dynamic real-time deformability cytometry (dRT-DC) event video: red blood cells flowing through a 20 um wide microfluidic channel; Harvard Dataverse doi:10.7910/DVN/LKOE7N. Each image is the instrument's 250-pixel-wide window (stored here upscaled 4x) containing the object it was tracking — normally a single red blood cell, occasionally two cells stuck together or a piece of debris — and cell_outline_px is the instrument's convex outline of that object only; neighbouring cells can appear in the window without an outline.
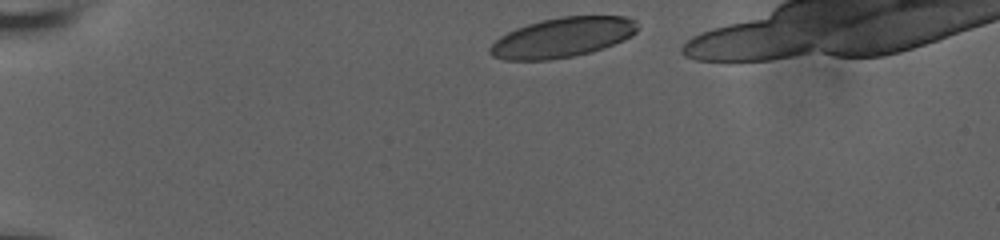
{"species": "human", "species_latin": "Homo sapiens", "temperature_condition": "room temperature", "stored_images_in_passage": 37, "camera_frame_rate_fps": 3000, "um_per_image_px": 0.085, "donor": {"sex": "male"}, "frame": {"image": 1, "passage_image": 1, "time_ms": 0.0, "image_size_px": [1000, 240], "cell_outline_px": [[640, 28], [632, 36], [624, 40], [588, 52], [572, 56], [548, 60], [504, 60], [492, 56], [488, 52], [488, 48], [500, 36], [516, 28], [540, 20], [560, 16], [624, 16], [636, 20]], "centroid_in_image_um": [47.8, 3.17], "position_along_channel_um": 37.2, "area_um2": 34.22}}
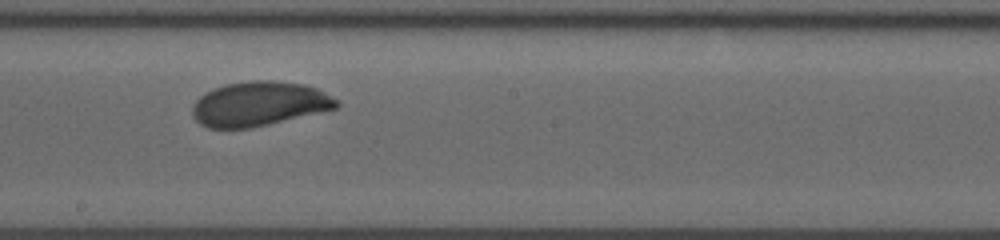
{"frame": {"image": 2, "passage_image": 22, "time_ms": 7.0, "image_size_px": [1000, 240], "cell_outline_px": [[340, 104], [336, 108], [268, 124], [248, 128], [208, 128], [200, 124], [192, 116], [192, 104], [200, 96], [224, 84], [252, 80], [272, 80], [304, 84], [316, 88], [324, 92], [336, 100]], "centroid_in_image_um": [21.99, 8.82], "position_along_channel_um": 226.2, "area_um2": 37.05}}
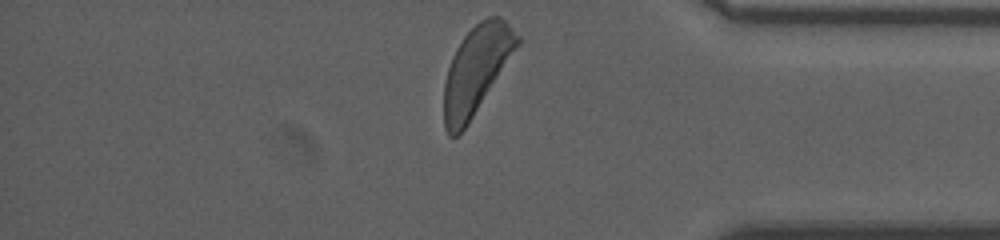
{"frame": {"image": 3, "passage_image": 37, "time_ms": 12.0, "image_size_px": [1000, 240], "cell_outline_px": [[520, 44], [464, 128], [456, 136], [448, 136], [444, 128], [444, 84], [448, 68], [452, 56], [456, 48], [464, 36], [480, 20], [488, 16], [500, 16], [520, 36]], "centroid_in_image_um": [40.48, 5.91], "position_along_channel_um": 394.7, "area_um2": 36.76}, "authors_computed_cell_mechanics": {"area_um2": 36.9342, "velocity_mm_per_s": 3.6854, "shape_relaxation_time_tau1_ms": 2.6581, "shape_relaxation_time_tau2_ms": null, "deformation_change_tau1": 0.1212, "deformation_change_tau2": null}}